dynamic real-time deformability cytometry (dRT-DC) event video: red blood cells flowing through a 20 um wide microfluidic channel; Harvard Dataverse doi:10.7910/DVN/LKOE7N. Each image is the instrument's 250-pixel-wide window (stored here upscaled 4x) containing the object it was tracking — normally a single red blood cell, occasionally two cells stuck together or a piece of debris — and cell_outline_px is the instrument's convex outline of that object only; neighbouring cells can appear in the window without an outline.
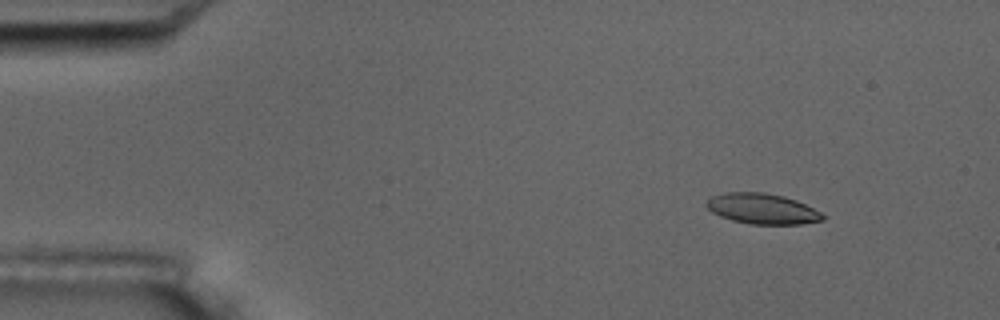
{"species": "common noctule bat (a hibernating species)", "species_latin": "Nyctalus noctula", "temperature_condition": "room temperature", "stored_images_in_passage": 3, "camera_frame_rate_fps": 3000, "um_per_image_px": 0.085, "animal": {"sex": "male", "body_mass_g": 17.5, "forearm_length_mm": 52.3}, "frame": {"image": 1, "passage_image": 1, "time_ms": 0.0, "image_size_px": [1000, 320], "cell_outline_px": [[824, 220], [800, 224], [752, 224], [732, 220], [720, 216], [712, 212], [704, 204], [712, 196], [728, 192], [764, 192], [784, 196], [796, 200], [820, 212], [824, 216]], "centroid_in_image_um": [64.78, 17.74], "position_along_channel_um": 20.2, "area_um2": 20.52}}